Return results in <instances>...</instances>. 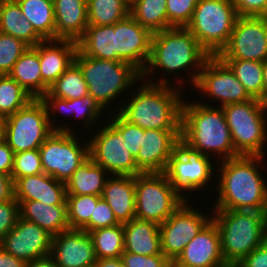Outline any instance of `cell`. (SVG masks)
<instances>
[{
    "instance_id": "6da1fadb",
    "label": "cell",
    "mask_w": 267,
    "mask_h": 267,
    "mask_svg": "<svg viewBox=\"0 0 267 267\" xmlns=\"http://www.w3.org/2000/svg\"><path fill=\"white\" fill-rule=\"evenodd\" d=\"M209 56L186 27H172L153 33L151 55L142 72V80L152 84L182 87L183 90L193 88ZM157 74L161 76L155 78Z\"/></svg>"
},
{
    "instance_id": "7a4b0ae2",
    "label": "cell",
    "mask_w": 267,
    "mask_h": 267,
    "mask_svg": "<svg viewBox=\"0 0 267 267\" xmlns=\"http://www.w3.org/2000/svg\"><path fill=\"white\" fill-rule=\"evenodd\" d=\"M266 163L267 157L246 155L217 162L216 199L207 209L266 211Z\"/></svg>"
},
{
    "instance_id": "3957f363",
    "label": "cell",
    "mask_w": 267,
    "mask_h": 267,
    "mask_svg": "<svg viewBox=\"0 0 267 267\" xmlns=\"http://www.w3.org/2000/svg\"><path fill=\"white\" fill-rule=\"evenodd\" d=\"M183 91L176 86L141 80L125 98L118 113L144 130H181L183 95L187 90Z\"/></svg>"
},
{
    "instance_id": "277c9868",
    "label": "cell",
    "mask_w": 267,
    "mask_h": 267,
    "mask_svg": "<svg viewBox=\"0 0 267 267\" xmlns=\"http://www.w3.org/2000/svg\"><path fill=\"white\" fill-rule=\"evenodd\" d=\"M186 97L182 103L181 140L216 163L240 156L234 149L222 107L200 104ZM215 157V158H214Z\"/></svg>"
},
{
    "instance_id": "5b68a950",
    "label": "cell",
    "mask_w": 267,
    "mask_h": 267,
    "mask_svg": "<svg viewBox=\"0 0 267 267\" xmlns=\"http://www.w3.org/2000/svg\"><path fill=\"white\" fill-rule=\"evenodd\" d=\"M74 62L82 71L89 95L106 111V115H108V110L109 113L118 112L126 96L130 93L129 90L131 91V88H134L142 80V73L124 61L87 57L78 50ZM112 104H116V106ZM110 105L115 108L110 109Z\"/></svg>"
},
{
    "instance_id": "8992f818",
    "label": "cell",
    "mask_w": 267,
    "mask_h": 267,
    "mask_svg": "<svg viewBox=\"0 0 267 267\" xmlns=\"http://www.w3.org/2000/svg\"><path fill=\"white\" fill-rule=\"evenodd\" d=\"M266 211L212 209L224 261L235 267L267 240Z\"/></svg>"
},
{
    "instance_id": "52a82bcc",
    "label": "cell",
    "mask_w": 267,
    "mask_h": 267,
    "mask_svg": "<svg viewBox=\"0 0 267 267\" xmlns=\"http://www.w3.org/2000/svg\"><path fill=\"white\" fill-rule=\"evenodd\" d=\"M235 151L239 155L267 154V103L252 99L222 107ZM265 145V147H264Z\"/></svg>"
},
{
    "instance_id": "ba28073f",
    "label": "cell",
    "mask_w": 267,
    "mask_h": 267,
    "mask_svg": "<svg viewBox=\"0 0 267 267\" xmlns=\"http://www.w3.org/2000/svg\"><path fill=\"white\" fill-rule=\"evenodd\" d=\"M213 160V158L203 155L180 139L164 173L168 181L185 200H190L191 197L192 199H198L196 196L199 192L201 194L214 188L211 183L215 184L216 182L214 180L216 179L217 163ZM193 192L198 194L192 196ZM186 193L190 194L187 195Z\"/></svg>"
},
{
    "instance_id": "9c48e42d",
    "label": "cell",
    "mask_w": 267,
    "mask_h": 267,
    "mask_svg": "<svg viewBox=\"0 0 267 267\" xmlns=\"http://www.w3.org/2000/svg\"><path fill=\"white\" fill-rule=\"evenodd\" d=\"M238 17L230 0H198L186 28L210 56H217L227 45Z\"/></svg>"
},
{
    "instance_id": "30bf717a",
    "label": "cell",
    "mask_w": 267,
    "mask_h": 267,
    "mask_svg": "<svg viewBox=\"0 0 267 267\" xmlns=\"http://www.w3.org/2000/svg\"><path fill=\"white\" fill-rule=\"evenodd\" d=\"M184 201L164 172L135 176V218L161 225Z\"/></svg>"
},
{
    "instance_id": "8fae6325",
    "label": "cell",
    "mask_w": 267,
    "mask_h": 267,
    "mask_svg": "<svg viewBox=\"0 0 267 267\" xmlns=\"http://www.w3.org/2000/svg\"><path fill=\"white\" fill-rule=\"evenodd\" d=\"M80 131L82 135L78 133ZM85 136L88 135L84 133L83 136L81 129L75 133L54 131L39 147L43 172L66 182L89 158V144Z\"/></svg>"
},
{
    "instance_id": "7c38bea8",
    "label": "cell",
    "mask_w": 267,
    "mask_h": 267,
    "mask_svg": "<svg viewBox=\"0 0 267 267\" xmlns=\"http://www.w3.org/2000/svg\"><path fill=\"white\" fill-rule=\"evenodd\" d=\"M53 132L46 106L40 99L31 100L24 108L4 118V141L14 154L39 149Z\"/></svg>"
},
{
    "instance_id": "4fadbf2b",
    "label": "cell",
    "mask_w": 267,
    "mask_h": 267,
    "mask_svg": "<svg viewBox=\"0 0 267 267\" xmlns=\"http://www.w3.org/2000/svg\"><path fill=\"white\" fill-rule=\"evenodd\" d=\"M193 89L203 96L202 99L196 96L195 100L206 106L223 107L253 99L234 72L218 56H209L206 59Z\"/></svg>"
},
{
    "instance_id": "5bb4252c",
    "label": "cell",
    "mask_w": 267,
    "mask_h": 267,
    "mask_svg": "<svg viewBox=\"0 0 267 267\" xmlns=\"http://www.w3.org/2000/svg\"><path fill=\"white\" fill-rule=\"evenodd\" d=\"M96 131L88 135L89 158L102 166L109 175L136 176L141 172L137 168L135 157L124 144L121 133L104 120ZM91 134V135H90ZM93 134V135H92Z\"/></svg>"
},
{
    "instance_id": "9a60e30c",
    "label": "cell",
    "mask_w": 267,
    "mask_h": 267,
    "mask_svg": "<svg viewBox=\"0 0 267 267\" xmlns=\"http://www.w3.org/2000/svg\"><path fill=\"white\" fill-rule=\"evenodd\" d=\"M191 201L192 199L185 200L159 228L162 253L171 263L212 219V208L204 211L194 205V200L193 204ZM208 211H211L210 215Z\"/></svg>"
},
{
    "instance_id": "2e32d148",
    "label": "cell",
    "mask_w": 267,
    "mask_h": 267,
    "mask_svg": "<svg viewBox=\"0 0 267 267\" xmlns=\"http://www.w3.org/2000/svg\"><path fill=\"white\" fill-rule=\"evenodd\" d=\"M221 60L267 59V17L239 16L227 45L217 55Z\"/></svg>"
},
{
    "instance_id": "e0dca14e",
    "label": "cell",
    "mask_w": 267,
    "mask_h": 267,
    "mask_svg": "<svg viewBox=\"0 0 267 267\" xmlns=\"http://www.w3.org/2000/svg\"><path fill=\"white\" fill-rule=\"evenodd\" d=\"M40 100L46 106L48 120H49L51 128L54 131L75 133L76 129L73 125L79 123L81 124V126L79 127H81V129L84 127L82 130L84 129L85 131L87 130L88 132H85V133L89 134L90 132L94 130L95 125L97 126L95 130L98 128L99 125L96 124L97 121L100 124H102L103 118L104 120H107L106 117H103V114H105V110L89 94L82 98L70 99V100L62 99V98H58L54 96H42ZM58 113H60V115H58ZM54 115L64 117V119H66L65 115H67V117L69 118L71 115V117L73 116L72 118L80 120V122L75 121V123L73 124V121H72V124H71L70 120H67L68 121L67 123L66 120L64 122L63 121L60 122L59 119L56 122V119L53 118Z\"/></svg>"
},
{
    "instance_id": "ac0fdd59",
    "label": "cell",
    "mask_w": 267,
    "mask_h": 267,
    "mask_svg": "<svg viewBox=\"0 0 267 267\" xmlns=\"http://www.w3.org/2000/svg\"><path fill=\"white\" fill-rule=\"evenodd\" d=\"M114 32L115 61L127 62L142 73L150 59L153 34L130 14L114 23Z\"/></svg>"
},
{
    "instance_id": "d6986e66",
    "label": "cell",
    "mask_w": 267,
    "mask_h": 267,
    "mask_svg": "<svg viewBox=\"0 0 267 267\" xmlns=\"http://www.w3.org/2000/svg\"><path fill=\"white\" fill-rule=\"evenodd\" d=\"M52 237L37 224L19 216L16 225L0 241V246L27 263L50 255Z\"/></svg>"
},
{
    "instance_id": "ffe728a7",
    "label": "cell",
    "mask_w": 267,
    "mask_h": 267,
    "mask_svg": "<svg viewBox=\"0 0 267 267\" xmlns=\"http://www.w3.org/2000/svg\"><path fill=\"white\" fill-rule=\"evenodd\" d=\"M172 267H229L222 255L217 225L212 219L185 246Z\"/></svg>"
},
{
    "instance_id": "44dd1931",
    "label": "cell",
    "mask_w": 267,
    "mask_h": 267,
    "mask_svg": "<svg viewBox=\"0 0 267 267\" xmlns=\"http://www.w3.org/2000/svg\"><path fill=\"white\" fill-rule=\"evenodd\" d=\"M181 130L145 129L142 144L135 158L141 173H163L181 139Z\"/></svg>"
},
{
    "instance_id": "7402d4cb",
    "label": "cell",
    "mask_w": 267,
    "mask_h": 267,
    "mask_svg": "<svg viewBox=\"0 0 267 267\" xmlns=\"http://www.w3.org/2000/svg\"><path fill=\"white\" fill-rule=\"evenodd\" d=\"M58 267H93V242L88 232L68 229L52 237L51 253Z\"/></svg>"
},
{
    "instance_id": "603a6c76",
    "label": "cell",
    "mask_w": 267,
    "mask_h": 267,
    "mask_svg": "<svg viewBox=\"0 0 267 267\" xmlns=\"http://www.w3.org/2000/svg\"><path fill=\"white\" fill-rule=\"evenodd\" d=\"M39 55L43 80V95L49 87L73 64L78 46L72 40H44L33 46Z\"/></svg>"
},
{
    "instance_id": "cb8c5ba5",
    "label": "cell",
    "mask_w": 267,
    "mask_h": 267,
    "mask_svg": "<svg viewBox=\"0 0 267 267\" xmlns=\"http://www.w3.org/2000/svg\"><path fill=\"white\" fill-rule=\"evenodd\" d=\"M17 201H40L47 205L66 203V184L45 173L24 176L13 182Z\"/></svg>"
},
{
    "instance_id": "d4e9b609",
    "label": "cell",
    "mask_w": 267,
    "mask_h": 267,
    "mask_svg": "<svg viewBox=\"0 0 267 267\" xmlns=\"http://www.w3.org/2000/svg\"><path fill=\"white\" fill-rule=\"evenodd\" d=\"M56 40L78 41L88 26L87 0H53Z\"/></svg>"
},
{
    "instance_id": "484cf974",
    "label": "cell",
    "mask_w": 267,
    "mask_h": 267,
    "mask_svg": "<svg viewBox=\"0 0 267 267\" xmlns=\"http://www.w3.org/2000/svg\"><path fill=\"white\" fill-rule=\"evenodd\" d=\"M119 223L135 218V176L110 175L101 196Z\"/></svg>"
},
{
    "instance_id": "4316f807",
    "label": "cell",
    "mask_w": 267,
    "mask_h": 267,
    "mask_svg": "<svg viewBox=\"0 0 267 267\" xmlns=\"http://www.w3.org/2000/svg\"><path fill=\"white\" fill-rule=\"evenodd\" d=\"M160 225L133 218L123 223L124 251L141 255H159L162 253Z\"/></svg>"
},
{
    "instance_id": "83f0119b",
    "label": "cell",
    "mask_w": 267,
    "mask_h": 267,
    "mask_svg": "<svg viewBox=\"0 0 267 267\" xmlns=\"http://www.w3.org/2000/svg\"><path fill=\"white\" fill-rule=\"evenodd\" d=\"M20 217L40 226L52 236L70 229L67 204L45 205L40 201H17Z\"/></svg>"
},
{
    "instance_id": "f1b7e54d",
    "label": "cell",
    "mask_w": 267,
    "mask_h": 267,
    "mask_svg": "<svg viewBox=\"0 0 267 267\" xmlns=\"http://www.w3.org/2000/svg\"><path fill=\"white\" fill-rule=\"evenodd\" d=\"M0 32L21 39L29 46L44 41L15 0H0Z\"/></svg>"
},
{
    "instance_id": "f546056e",
    "label": "cell",
    "mask_w": 267,
    "mask_h": 267,
    "mask_svg": "<svg viewBox=\"0 0 267 267\" xmlns=\"http://www.w3.org/2000/svg\"><path fill=\"white\" fill-rule=\"evenodd\" d=\"M33 99L43 96V80L37 50L30 46L13 65L8 74Z\"/></svg>"
},
{
    "instance_id": "4dcf8cb0",
    "label": "cell",
    "mask_w": 267,
    "mask_h": 267,
    "mask_svg": "<svg viewBox=\"0 0 267 267\" xmlns=\"http://www.w3.org/2000/svg\"><path fill=\"white\" fill-rule=\"evenodd\" d=\"M109 173L90 158L82 163L65 182L67 195L102 196Z\"/></svg>"
},
{
    "instance_id": "1f68e13d",
    "label": "cell",
    "mask_w": 267,
    "mask_h": 267,
    "mask_svg": "<svg viewBox=\"0 0 267 267\" xmlns=\"http://www.w3.org/2000/svg\"><path fill=\"white\" fill-rule=\"evenodd\" d=\"M78 50L87 57L115 61V32L113 25H88L77 41Z\"/></svg>"
},
{
    "instance_id": "d6a6232c",
    "label": "cell",
    "mask_w": 267,
    "mask_h": 267,
    "mask_svg": "<svg viewBox=\"0 0 267 267\" xmlns=\"http://www.w3.org/2000/svg\"><path fill=\"white\" fill-rule=\"evenodd\" d=\"M44 40H56L53 0H15Z\"/></svg>"
},
{
    "instance_id": "836d02e7",
    "label": "cell",
    "mask_w": 267,
    "mask_h": 267,
    "mask_svg": "<svg viewBox=\"0 0 267 267\" xmlns=\"http://www.w3.org/2000/svg\"><path fill=\"white\" fill-rule=\"evenodd\" d=\"M166 0H130V15L152 34L168 29Z\"/></svg>"
},
{
    "instance_id": "e575fe53",
    "label": "cell",
    "mask_w": 267,
    "mask_h": 267,
    "mask_svg": "<svg viewBox=\"0 0 267 267\" xmlns=\"http://www.w3.org/2000/svg\"><path fill=\"white\" fill-rule=\"evenodd\" d=\"M88 25H113L130 14V0H87Z\"/></svg>"
},
{
    "instance_id": "d590c367",
    "label": "cell",
    "mask_w": 267,
    "mask_h": 267,
    "mask_svg": "<svg viewBox=\"0 0 267 267\" xmlns=\"http://www.w3.org/2000/svg\"><path fill=\"white\" fill-rule=\"evenodd\" d=\"M234 72L248 94L264 102V81L262 62L251 60H222Z\"/></svg>"
},
{
    "instance_id": "8d00e7d4",
    "label": "cell",
    "mask_w": 267,
    "mask_h": 267,
    "mask_svg": "<svg viewBox=\"0 0 267 267\" xmlns=\"http://www.w3.org/2000/svg\"><path fill=\"white\" fill-rule=\"evenodd\" d=\"M96 259L121 258L124 252L123 224L98 228L89 232Z\"/></svg>"
},
{
    "instance_id": "74e56055",
    "label": "cell",
    "mask_w": 267,
    "mask_h": 267,
    "mask_svg": "<svg viewBox=\"0 0 267 267\" xmlns=\"http://www.w3.org/2000/svg\"><path fill=\"white\" fill-rule=\"evenodd\" d=\"M88 94V86L83 78L82 71L73 62L43 96H54L70 100L82 98Z\"/></svg>"
},
{
    "instance_id": "f35d334b",
    "label": "cell",
    "mask_w": 267,
    "mask_h": 267,
    "mask_svg": "<svg viewBox=\"0 0 267 267\" xmlns=\"http://www.w3.org/2000/svg\"><path fill=\"white\" fill-rule=\"evenodd\" d=\"M31 100L26 91L9 75H0V116L4 119L24 108Z\"/></svg>"
},
{
    "instance_id": "ab89813d",
    "label": "cell",
    "mask_w": 267,
    "mask_h": 267,
    "mask_svg": "<svg viewBox=\"0 0 267 267\" xmlns=\"http://www.w3.org/2000/svg\"><path fill=\"white\" fill-rule=\"evenodd\" d=\"M101 198L95 195H66L70 229H82L90 221L94 206Z\"/></svg>"
},
{
    "instance_id": "60d3db41",
    "label": "cell",
    "mask_w": 267,
    "mask_h": 267,
    "mask_svg": "<svg viewBox=\"0 0 267 267\" xmlns=\"http://www.w3.org/2000/svg\"><path fill=\"white\" fill-rule=\"evenodd\" d=\"M29 47L23 40L0 32V75H8Z\"/></svg>"
},
{
    "instance_id": "b9f144b4",
    "label": "cell",
    "mask_w": 267,
    "mask_h": 267,
    "mask_svg": "<svg viewBox=\"0 0 267 267\" xmlns=\"http://www.w3.org/2000/svg\"><path fill=\"white\" fill-rule=\"evenodd\" d=\"M107 120L121 133L124 144L136 158L142 144L144 129L126 121L118 112L108 113Z\"/></svg>"
},
{
    "instance_id": "7bdbcfd3",
    "label": "cell",
    "mask_w": 267,
    "mask_h": 267,
    "mask_svg": "<svg viewBox=\"0 0 267 267\" xmlns=\"http://www.w3.org/2000/svg\"><path fill=\"white\" fill-rule=\"evenodd\" d=\"M43 172L39 149L14 154L11 177L13 182L21 177L41 174Z\"/></svg>"
},
{
    "instance_id": "ee69618b",
    "label": "cell",
    "mask_w": 267,
    "mask_h": 267,
    "mask_svg": "<svg viewBox=\"0 0 267 267\" xmlns=\"http://www.w3.org/2000/svg\"><path fill=\"white\" fill-rule=\"evenodd\" d=\"M198 0H166L168 29L186 27L191 21Z\"/></svg>"
},
{
    "instance_id": "f6af8a7d",
    "label": "cell",
    "mask_w": 267,
    "mask_h": 267,
    "mask_svg": "<svg viewBox=\"0 0 267 267\" xmlns=\"http://www.w3.org/2000/svg\"><path fill=\"white\" fill-rule=\"evenodd\" d=\"M118 224L120 223L115 218L111 207L103 198H101L96 206H94L90 221L82 228V230L89 233L98 228L112 227Z\"/></svg>"
},
{
    "instance_id": "bcb514c9",
    "label": "cell",
    "mask_w": 267,
    "mask_h": 267,
    "mask_svg": "<svg viewBox=\"0 0 267 267\" xmlns=\"http://www.w3.org/2000/svg\"><path fill=\"white\" fill-rule=\"evenodd\" d=\"M121 260L124 267H172L163 253L147 256L124 251Z\"/></svg>"
},
{
    "instance_id": "7dc6e473",
    "label": "cell",
    "mask_w": 267,
    "mask_h": 267,
    "mask_svg": "<svg viewBox=\"0 0 267 267\" xmlns=\"http://www.w3.org/2000/svg\"><path fill=\"white\" fill-rule=\"evenodd\" d=\"M19 216V203L14 197L0 202V241L16 225Z\"/></svg>"
},
{
    "instance_id": "c3c4849f",
    "label": "cell",
    "mask_w": 267,
    "mask_h": 267,
    "mask_svg": "<svg viewBox=\"0 0 267 267\" xmlns=\"http://www.w3.org/2000/svg\"><path fill=\"white\" fill-rule=\"evenodd\" d=\"M238 16L267 17V0H230Z\"/></svg>"
},
{
    "instance_id": "681fc988",
    "label": "cell",
    "mask_w": 267,
    "mask_h": 267,
    "mask_svg": "<svg viewBox=\"0 0 267 267\" xmlns=\"http://www.w3.org/2000/svg\"><path fill=\"white\" fill-rule=\"evenodd\" d=\"M235 267H267V240L252 250Z\"/></svg>"
},
{
    "instance_id": "f907efd6",
    "label": "cell",
    "mask_w": 267,
    "mask_h": 267,
    "mask_svg": "<svg viewBox=\"0 0 267 267\" xmlns=\"http://www.w3.org/2000/svg\"><path fill=\"white\" fill-rule=\"evenodd\" d=\"M14 152L3 140L0 143V172L11 176L13 169Z\"/></svg>"
},
{
    "instance_id": "816d5d0a",
    "label": "cell",
    "mask_w": 267,
    "mask_h": 267,
    "mask_svg": "<svg viewBox=\"0 0 267 267\" xmlns=\"http://www.w3.org/2000/svg\"><path fill=\"white\" fill-rule=\"evenodd\" d=\"M14 197L12 177L0 172V202L11 200Z\"/></svg>"
},
{
    "instance_id": "f5cc1de1",
    "label": "cell",
    "mask_w": 267,
    "mask_h": 267,
    "mask_svg": "<svg viewBox=\"0 0 267 267\" xmlns=\"http://www.w3.org/2000/svg\"><path fill=\"white\" fill-rule=\"evenodd\" d=\"M0 267H26V262L9 254L0 246Z\"/></svg>"
},
{
    "instance_id": "db71d44e",
    "label": "cell",
    "mask_w": 267,
    "mask_h": 267,
    "mask_svg": "<svg viewBox=\"0 0 267 267\" xmlns=\"http://www.w3.org/2000/svg\"><path fill=\"white\" fill-rule=\"evenodd\" d=\"M26 267H58L51 255L37 258L26 263Z\"/></svg>"
},
{
    "instance_id": "11a10c76",
    "label": "cell",
    "mask_w": 267,
    "mask_h": 267,
    "mask_svg": "<svg viewBox=\"0 0 267 267\" xmlns=\"http://www.w3.org/2000/svg\"><path fill=\"white\" fill-rule=\"evenodd\" d=\"M93 267H124L121 258H101L96 259Z\"/></svg>"
},
{
    "instance_id": "9f6ffc18",
    "label": "cell",
    "mask_w": 267,
    "mask_h": 267,
    "mask_svg": "<svg viewBox=\"0 0 267 267\" xmlns=\"http://www.w3.org/2000/svg\"><path fill=\"white\" fill-rule=\"evenodd\" d=\"M263 67V81H264V102L267 103V59L262 62Z\"/></svg>"
},
{
    "instance_id": "6f0895ef",
    "label": "cell",
    "mask_w": 267,
    "mask_h": 267,
    "mask_svg": "<svg viewBox=\"0 0 267 267\" xmlns=\"http://www.w3.org/2000/svg\"><path fill=\"white\" fill-rule=\"evenodd\" d=\"M4 140V119L0 116V143Z\"/></svg>"
}]
</instances>
